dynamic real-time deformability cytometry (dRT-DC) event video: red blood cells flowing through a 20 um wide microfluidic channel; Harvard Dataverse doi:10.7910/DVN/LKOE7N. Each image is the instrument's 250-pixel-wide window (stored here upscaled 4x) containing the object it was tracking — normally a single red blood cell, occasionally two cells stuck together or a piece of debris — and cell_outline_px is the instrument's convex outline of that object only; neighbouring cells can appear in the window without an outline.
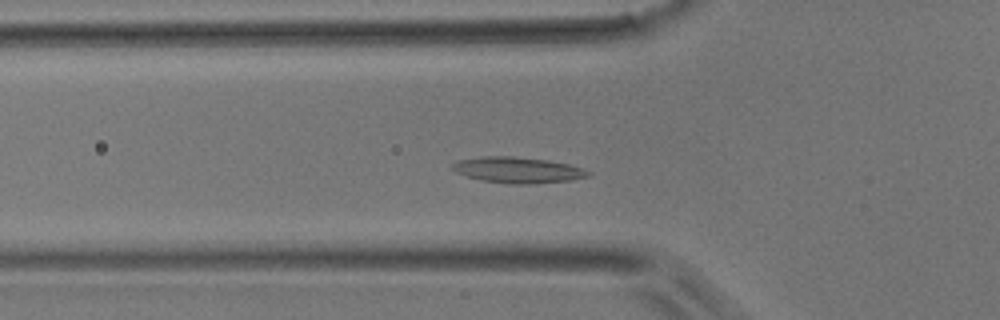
{"species": "common noctule bat (a hibernating species)", "species_latin": "Nyctalus noctula", "temperature_condition": "room temperature", "stored_images_in_passage": 44, "camera_frame_rate_fps": 3000, "um_per_image_px": 0.085, "animal": {"sex": "male", "body_mass_g": 17.9}, "frame": {"image": 1, "passage_image": 11, "time_ms": 3.333, "image_size_px": [1000, 320], "cell_outline_px": [[592, 176], [572, 180], [528, 184], [512, 184], [480, 180], [456, 172], [448, 164], [460, 160], [480, 156], [512, 156], [548, 160], [568, 164], [592, 172]], "centroid_in_image_um": [44.01, 14.45], "position_along_channel_um": 81.8, "area_um2": 20.58}}
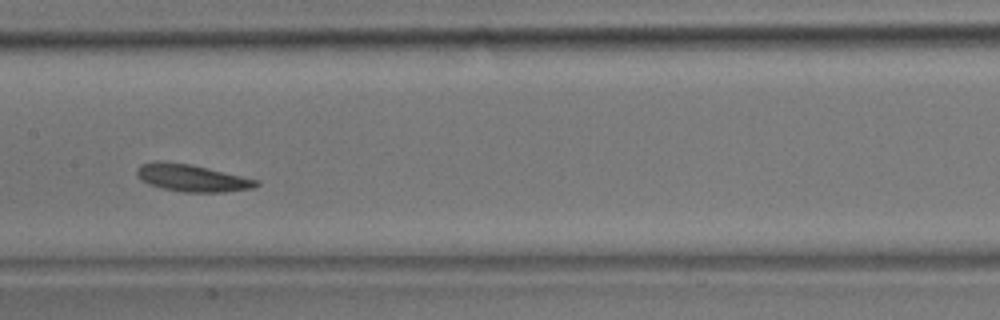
{"frame": {"image": 2, "passage_image": 19, "time_ms": 6.0, "image_size_px": [1000, 320], "cell_outline_px": [[260, 184], [252, 188], [224, 192], [184, 192], [164, 188], [148, 184], [140, 180], [136, 176], [136, 168], [140, 164], [192, 164], [260, 180]], "centroid_in_image_um": [16.39, 15.16], "position_along_channel_um": 191.0, "area_um2": 18.38}}
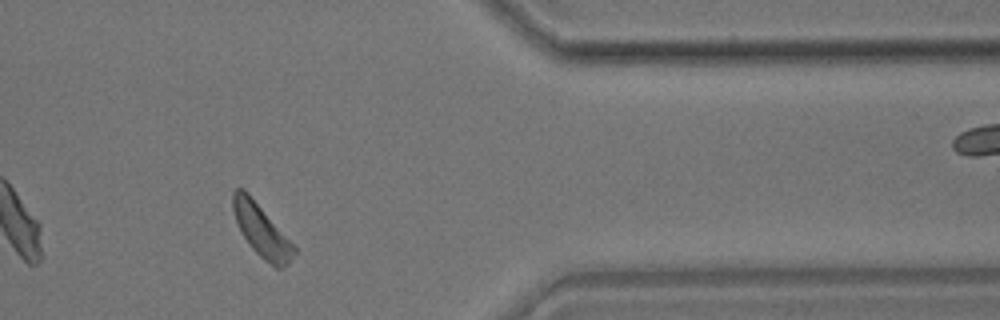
{"frame": {"image": 3, "passage_image": 35, "time_ms": 11.333, "image_size_px": [1000, 320], "cell_outline_px": [[296, 252], [288, 264], [284, 268], [276, 268], [260, 256], [252, 248], [244, 236], [236, 220], [232, 208], [232, 192], [236, 188], [244, 188], [248, 192], [296, 248]], "centroid_in_image_um": [22.22, 19.58], "position_along_channel_um": 389.2, "area_um2": 18.15}}